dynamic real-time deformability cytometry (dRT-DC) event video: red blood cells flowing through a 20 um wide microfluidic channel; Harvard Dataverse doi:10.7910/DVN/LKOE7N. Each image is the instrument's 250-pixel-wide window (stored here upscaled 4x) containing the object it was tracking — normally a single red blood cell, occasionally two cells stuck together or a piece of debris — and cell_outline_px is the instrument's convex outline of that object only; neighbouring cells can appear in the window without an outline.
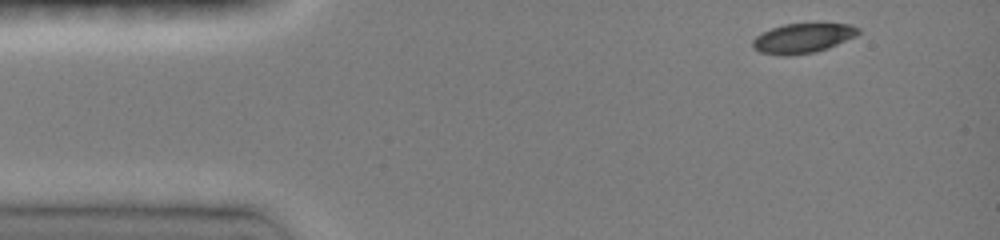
{"species": "common noctule bat (a hibernating species)", "species_latin": "Nyctalus noctula", "temperature_condition": "room temperature", "stored_images_in_passage": 8, "camera_frame_rate_fps": 3000, "um_per_image_px": 0.085, "animal": {"sex": "female", "body_mass_g": 19.0, "forearm_length_mm": 51.5}, "frame": {"image": 1, "passage_image": 1, "time_ms": 0.0, "image_size_px": [1000, 240], "cell_outline_px": [[860, 32], [856, 36], [828, 48], [812, 52], [788, 56], [784, 56], [760, 52], [752, 48], [752, 40], [760, 32], [784, 24], [848, 24], [860, 28]], "centroid_in_image_um": [68.2, 3.25], "position_along_channel_um": 16.8, "area_um2": 18.21}}
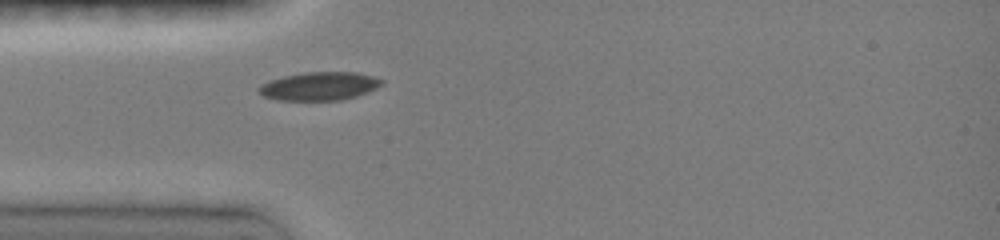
{"frame": {"image": 2, "passage_image": 6, "time_ms": 3.0, "image_size_px": [1000, 240], "cell_outline_px": [[384, 84], [376, 88], [356, 96], [340, 100], [276, 100], [264, 96], [256, 88], [260, 84], [268, 80], [284, 76], [304, 72], [356, 72], [372, 76], [384, 80]], "centroid_in_image_um": [27.13, 7.32], "position_along_channel_um": 57.9, "area_um2": 20.35}}